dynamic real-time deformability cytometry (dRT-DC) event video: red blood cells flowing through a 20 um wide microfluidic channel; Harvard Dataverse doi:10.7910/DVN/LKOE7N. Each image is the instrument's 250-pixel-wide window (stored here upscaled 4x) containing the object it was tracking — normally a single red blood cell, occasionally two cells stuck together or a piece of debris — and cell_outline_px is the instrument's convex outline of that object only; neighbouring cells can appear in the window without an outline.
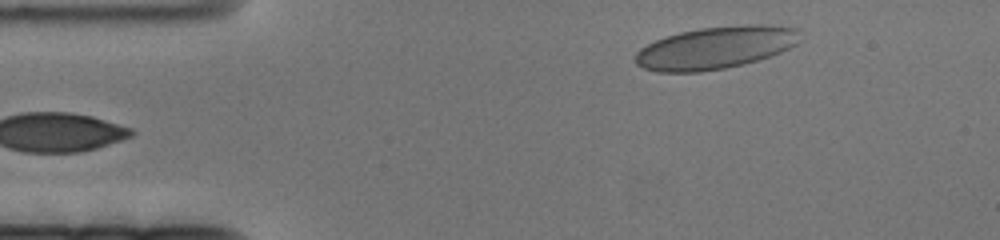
{"species": "human", "species_latin": "Homo sapiens", "temperature_condition": "cold", "stored_images_in_passage": 69, "camera_frame_rate_fps": 3000, "um_per_image_px": 0.085, "donor": {"sex": "female"}, "frame": {"image": 1, "passage_image": 1, "time_ms": 0.0, "image_size_px": [1000, 240], "cell_outline_px": [[796, 44], [780, 52], [744, 64], [724, 68], [700, 72], [656, 72], [644, 68], [636, 64], [636, 52], [640, 48], [656, 40], [680, 32], [700, 28], [748, 24], [796, 28]], "centroid_in_image_um": [60.74, 4.07], "position_along_channel_um": 24.3, "area_um2": 39.94}}
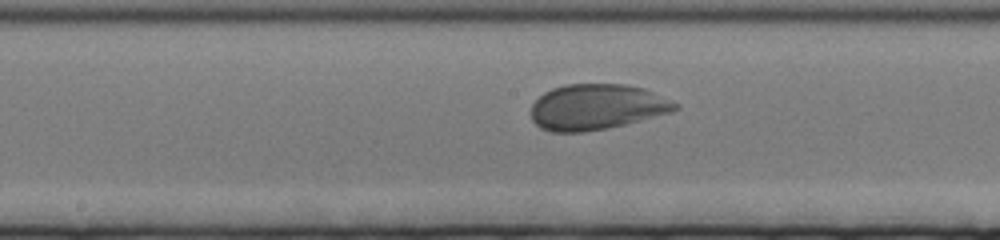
{"frame": {"image": 2, "passage_image": 29, "time_ms": 9.333, "image_size_px": [1000, 240], "cell_outline_px": [[680, 108], [672, 112], [608, 128], [584, 132], [552, 132], [540, 128], [532, 120], [532, 104], [544, 92], [552, 88], [568, 84], [624, 84], [644, 88], [680, 104]], "centroid_in_image_um": [50.73, 9.09], "position_along_channel_um": 197.5, "area_um2": 38.32}}
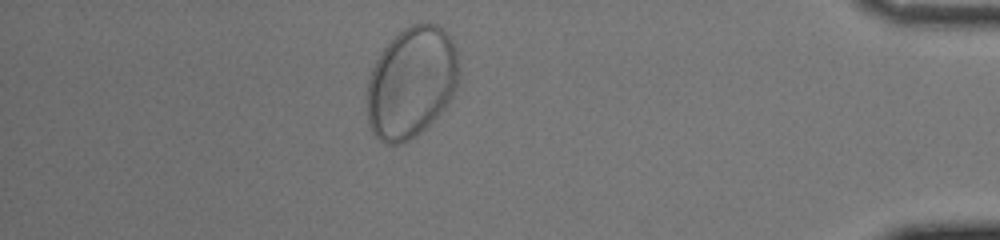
{"frame": {"image": 3, "passage_image": 59, "time_ms": 19.333, "image_size_px": [1000, 240], "cell_outline_px": [[456, 84], [452, 96], [444, 108], [424, 128], [408, 140], [400, 144], [388, 144], [380, 140], [372, 132], [368, 124], [368, 76], [380, 52], [404, 28], [412, 24], [436, 24], [444, 28], [452, 36], [456, 48]], "centroid_in_image_um": [34.95, 6.99], "position_along_channel_um": 400.3, "area_um2": 58.78}}